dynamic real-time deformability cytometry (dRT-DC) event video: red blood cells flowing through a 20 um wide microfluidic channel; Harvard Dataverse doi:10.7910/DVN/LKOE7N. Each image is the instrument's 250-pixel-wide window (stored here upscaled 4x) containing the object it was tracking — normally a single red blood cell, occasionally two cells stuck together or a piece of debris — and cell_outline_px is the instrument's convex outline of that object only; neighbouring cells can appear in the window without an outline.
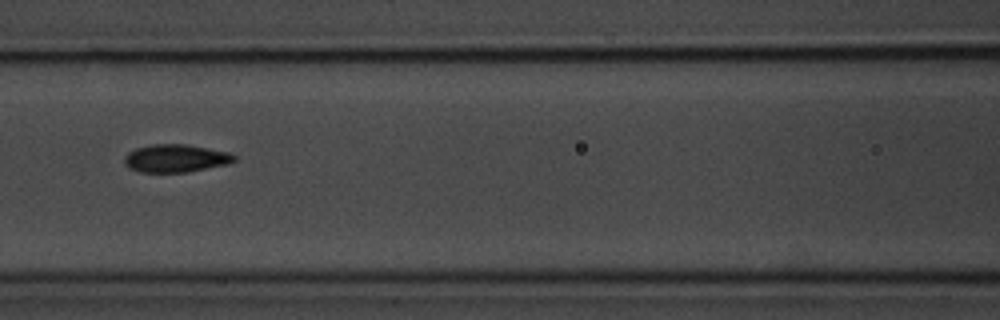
{"species": "common noctule bat (a hibernating species)", "species_latin": "Nyctalus noctula", "temperature_condition": "room temperature", "stored_images_in_passage": 5, "camera_frame_rate_fps": 3000, "um_per_image_px": 0.085, "animal": {"sex": "male", "body_mass_g": 20.1, "forearm_length_mm": 53.5}, "frame": {"image": 1, "passage_image": 5, "time_ms": 4.667, "image_size_px": [1000, 320], "cell_outline_px": [[236, 160], [228, 164], [188, 172], [140, 172], [128, 168], [124, 164], [124, 156], [128, 152], [136, 148], [152, 144], [188, 144], [228, 152], [236, 156]], "centroid_in_image_um": [14.91, 13.45], "position_along_channel_um": 151.7, "area_um2": 17.98}}